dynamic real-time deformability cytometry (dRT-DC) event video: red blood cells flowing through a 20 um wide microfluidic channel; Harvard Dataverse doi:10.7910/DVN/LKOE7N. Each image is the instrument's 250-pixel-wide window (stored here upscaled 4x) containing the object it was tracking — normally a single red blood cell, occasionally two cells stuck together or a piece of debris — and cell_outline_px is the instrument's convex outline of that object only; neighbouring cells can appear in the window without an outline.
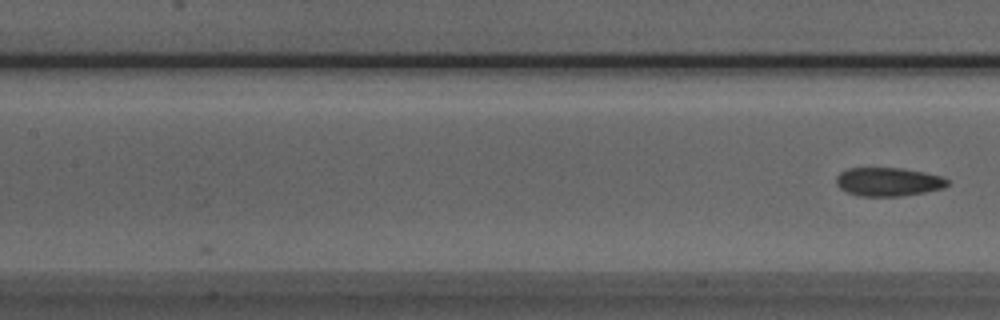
{"species": "Egyptian fruit bat (a non-hibernating species)", "species_latin": "Rousettus aegyptiacus", "temperature_condition": "room temperature", "stored_images_in_passage": 13, "camera_frame_rate_fps": 3000, "um_per_image_px": 0.085, "animal": {"sex": "male"}, "frame": {"image": 1, "passage_image": 13, "time_ms": 4.0, "image_size_px": [1000, 320], "cell_outline_px": [[948, 184], [944, 188], [904, 196], [860, 196], [848, 192], [840, 188], [836, 184], [836, 176], [840, 172], [848, 168], [904, 168], [924, 172], [940, 176], [948, 180]], "centroid_in_image_um": [75.49, 15.45], "position_along_channel_um": 131.9, "area_um2": 18.55}}